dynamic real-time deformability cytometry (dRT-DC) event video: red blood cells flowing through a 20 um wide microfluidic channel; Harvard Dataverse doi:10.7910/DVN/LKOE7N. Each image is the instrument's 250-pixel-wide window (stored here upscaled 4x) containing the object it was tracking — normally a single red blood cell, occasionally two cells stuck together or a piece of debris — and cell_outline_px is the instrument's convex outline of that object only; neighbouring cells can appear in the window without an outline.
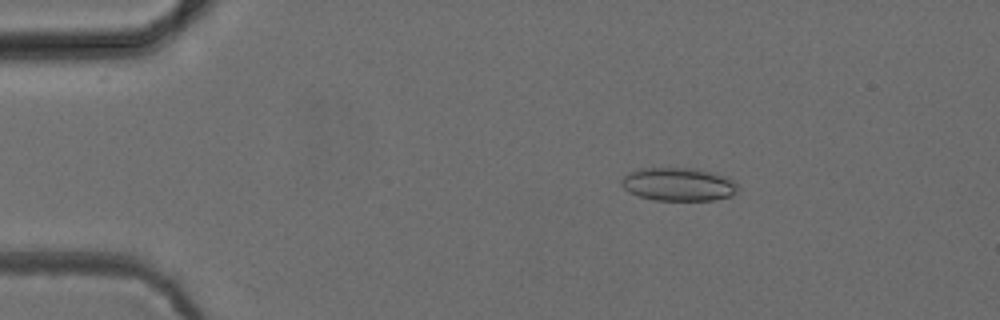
{"species": "common noctule bat (a hibernating species)", "species_latin": "Nyctalus noctula", "temperature_condition": "cold", "stored_images_in_passage": 52, "camera_frame_rate_fps": 3000, "um_per_image_px": 0.085, "animal": {"sex": "female", "body_mass_g": 24.6, "forearm_length_mm": 56.2}, "frame": {"image": 1, "passage_image": 9, "time_ms": 2.667, "image_size_px": [1000, 320], "cell_outline_px": [[740, 188], [732, 196], [712, 200], [652, 200], [628, 192], [620, 184], [620, 180], [628, 172], [640, 168], [696, 168], [728, 176]], "centroid_in_image_um": [57.67, 15.66], "position_along_channel_um": 27.3, "area_um2": 22.83}}
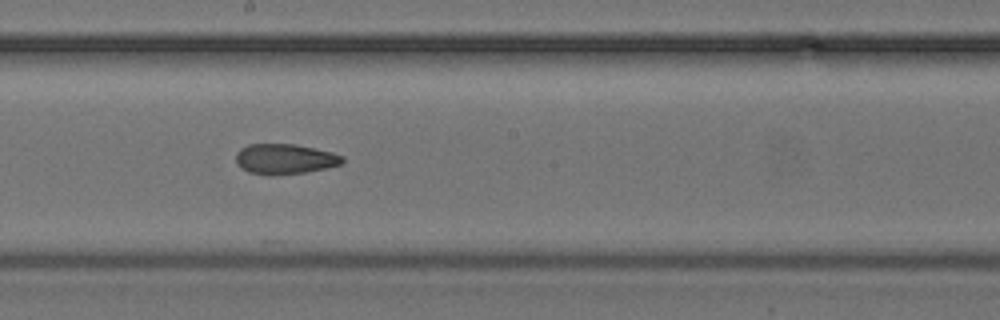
{"frame": {"image": 2, "passage_image": 29, "time_ms": 9.333, "image_size_px": [1000, 320], "cell_outline_px": [[344, 164], [304, 172], [272, 176], [248, 172], [240, 168], [236, 164], [236, 152], [240, 148], [248, 144], [296, 144], [316, 148], [332, 152], [344, 156]], "centroid_in_image_um": [24.19, 13.51], "position_along_channel_um": 224.0, "area_um2": 19.07}}
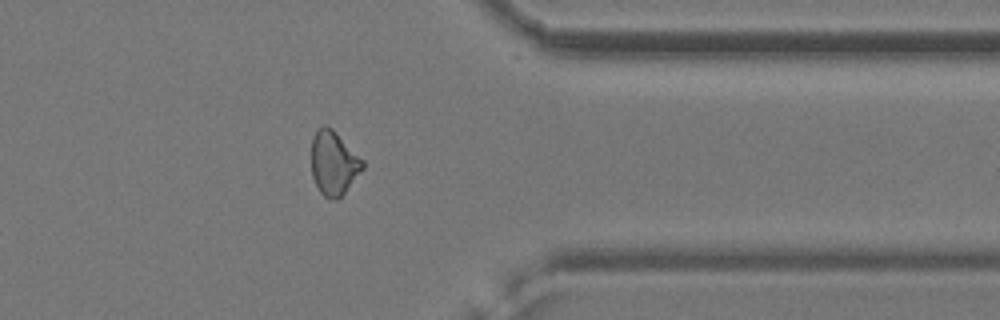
{"frame": {"image": 3, "passage_image": 42, "time_ms": 13.667, "image_size_px": [1000, 320], "cell_outline_px": [[364, 168], [344, 192], [336, 200], [332, 200], [324, 196], [320, 192], [312, 176], [312, 136], [316, 128], [324, 124], [332, 128], [364, 160]], "centroid_in_image_um": [28.35, 13.83], "position_along_channel_um": 383.0, "area_um2": 19.13}, "authors_computed_cell_mechanics": {"area_um2": 19.5364, "velocity_mm_per_s": 3.9183, "shape_relaxation_time_tau1_ms": null, "shape_relaxation_time_tau2_ms": 3.1864, "deformation_change_tau1": null, "deformation_change_tau2": 0.0921}}